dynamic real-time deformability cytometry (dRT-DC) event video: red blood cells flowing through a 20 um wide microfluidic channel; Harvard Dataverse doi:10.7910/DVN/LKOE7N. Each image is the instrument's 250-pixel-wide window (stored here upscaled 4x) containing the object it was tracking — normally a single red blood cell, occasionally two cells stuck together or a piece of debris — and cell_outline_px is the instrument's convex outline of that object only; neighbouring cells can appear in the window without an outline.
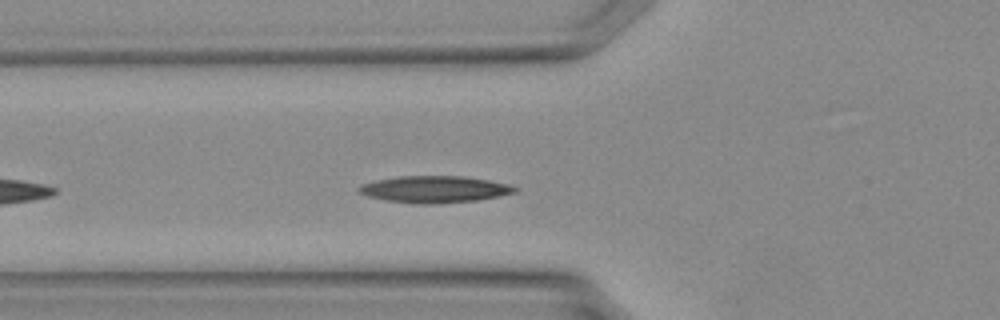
{"species": "Egyptian fruit bat (a non-hibernating species)", "species_latin": "Rousettus aegyptiacus", "temperature_condition": "warm", "stored_images_in_passage": 23, "camera_frame_rate_fps": 3000, "um_per_image_px": 0.085, "animal": {"sex": "female"}, "frame": {"image": 1, "passage_image": 4, "time_ms": 1.0, "image_size_px": [1000, 320], "cell_outline_px": [[516, 192], [476, 200], [440, 204], [416, 204], [384, 200], [368, 196], [360, 192], [356, 188], [364, 184], [376, 180], [400, 176], [460, 176], [488, 180], [508, 184], [516, 188]], "centroid_in_image_um": [36.9, 16.1], "position_along_channel_um": 88.9, "area_um2": 24.1}}
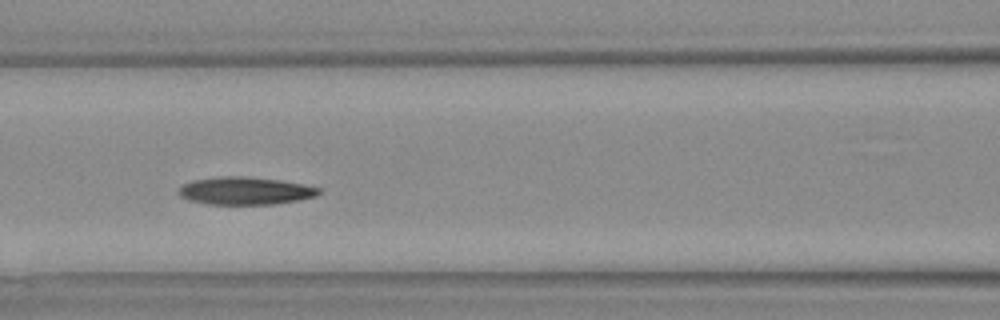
{"frame": {"image": 2, "passage_image": 7, "time_ms": 2.0, "image_size_px": [1000, 320], "cell_outline_px": [[320, 192], [316, 196], [296, 200], [272, 204], [208, 204], [188, 200], [180, 196], [176, 192], [184, 184], [192, 180], [216, 176], [244, 176], [276, 180], [300, 184], [320, 188]], "centroid_in_image_um": [20.76, 16.22], "position_along_channel_um": 145.8, "area_um2": 22.37}}